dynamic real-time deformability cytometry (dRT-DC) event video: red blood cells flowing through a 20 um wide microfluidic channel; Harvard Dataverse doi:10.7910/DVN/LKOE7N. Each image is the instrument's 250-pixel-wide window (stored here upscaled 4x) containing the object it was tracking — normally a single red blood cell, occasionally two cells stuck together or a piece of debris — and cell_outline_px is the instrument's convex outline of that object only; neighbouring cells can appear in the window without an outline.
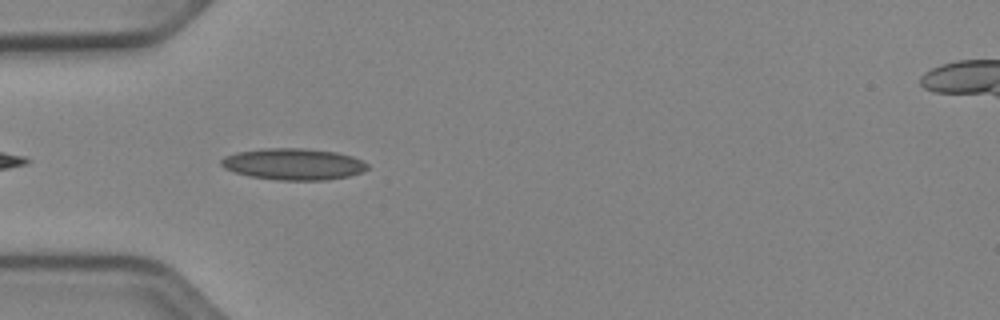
{"species": "Egyptian fruit bat (a non-hibernating species)", "species_latin": "Rousettus aegyptiacus", "temperature_condition": "cold", "stored_images_in_passage": 38, "camera_frame_rate_fps": 3000, "um_per_image_px": 0.085, "animal": {"sex": "female"}, "frame": {"image": 1, "passage_image": 2, "time_ms": 0.333, "image_size_px": [1000, 320], "cell_outline_px": [[368, 168], [360, 172], [348, 176], [328, 180], [276, 180], [252, 176], [236, 172], [224, 168], [220, 164], [220, 160], [224, 156], [236, 152], [264, 148], [304, 148], [336, 152], [352, 156], [368, 164]], "centroid_in_image_um": [24.92, 13.94], "position_along_channel_um": 60.1, "area_um2": 26.76}}
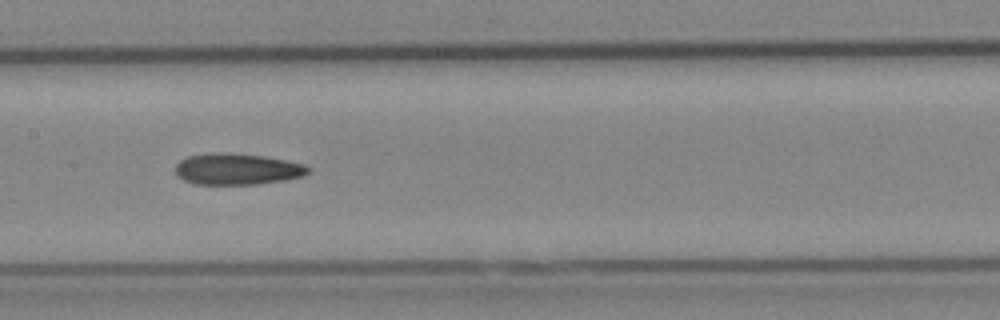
{"frame": {"image": 2, "passage_image": 12, "time_ms": 3.667, "image_size_px": [1000, 320], "cell_outline_px": [[312, 168], [308, 172], [300, 176], [284, 180], [256, 184], [192, 184], [176, 176], [176, 164], [180, 160], [188, 156], [220, 152], [264, 156], [304, 164]], "centroid_in_image_um": [20.13, 14.38], "position_along_channel_um": 187.3, "area_um2": 24.04}}
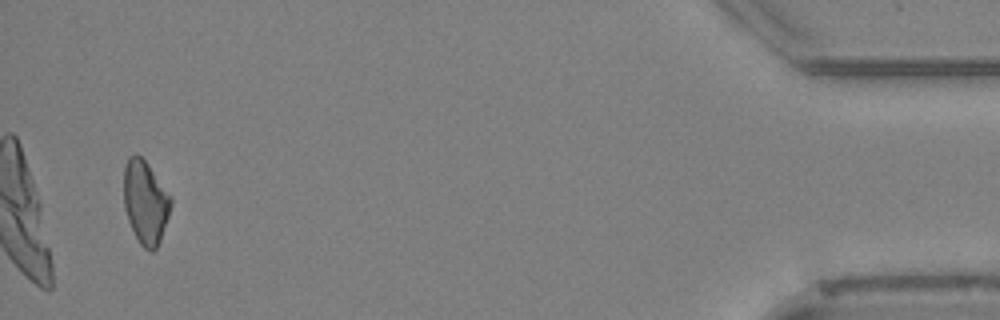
{"frame": {"image": 3, "passage_image": 36, "time_ms": 11.667, "image_size_px": [1000, 320], "cell_outline_px": [[172, 204], [160, 240], [156, 248], [152, 252], [144, 248], [140, 244], [128, 220], [124, 208], [124, 168], [128, 156], [136, 152], [148, 164], [172, 196]], "centroid_in_image_um": [12.36, 17.15], "position_along_channel_um": 422.8, "area_um2": 22.89}, "authors_computed_cell_mechanics": {"area_um2": 23.6402, "velocity_mm_per_s": 3.9249, "shape_relaxation_time_tau1_ms": null, "shape_relaxation_time_tau2_ms": 10.9277, "deformation_change_tau1": null, "deformation_change_tau2": 0.2426}}